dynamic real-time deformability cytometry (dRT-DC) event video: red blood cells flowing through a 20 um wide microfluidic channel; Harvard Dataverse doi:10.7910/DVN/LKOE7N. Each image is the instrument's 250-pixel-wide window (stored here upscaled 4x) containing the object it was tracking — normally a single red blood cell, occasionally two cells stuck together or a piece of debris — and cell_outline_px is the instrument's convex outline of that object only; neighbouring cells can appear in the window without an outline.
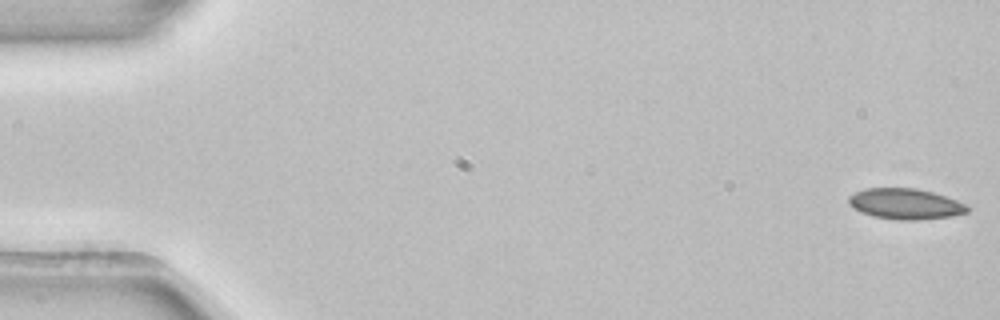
{"species": "common noctule bat (a hibernating species)", "species_latin": "Nyctalus noctula", "temperature_condition": "room temperature", "stored_images_in_passage": 53, "camera_frame_rate_fps": 3000, "um_per_image_px": 0.085, "animal": {"sex": "female", "body_mass_g": 22.7, "forearm_length_mm": 54.2}, "frame": {"image": 1, "passage_image": 1, "time_ms": 0.0, "image_size_px": [1000, 320], "cell_outline_px": [[968, 212], [952, 216], [916, 220], [900, 220], [872, 216], [860, 212], [852, 208], [848, 204], [848, 196], [864, 188], [916, 188], [932, 192], [968, 204]], "centroid_in_image_um": [76.92, 17.33], "position_along_channel_um": 8.1, "area_um2": 21.33}}
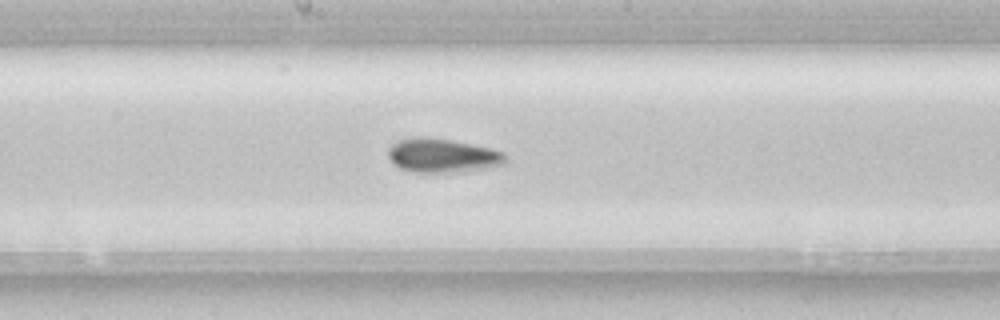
{"frame": {"image": 2, "passage_image": 28, "time_ms": 9.0, "image_size_px": [1000, 320], "cell_outline_px": [[504, 164], [484, 168], [452, 172], [412, 172], [400, 168], [388, 156], [388, 148], [392, 144], [400, 140], [452, 140], [488, 148], [504, 152]], "centroid_in_image_um": [37.62, 13.26], "position_along_channel_um": 210.6, "area_um2": 21.96}}
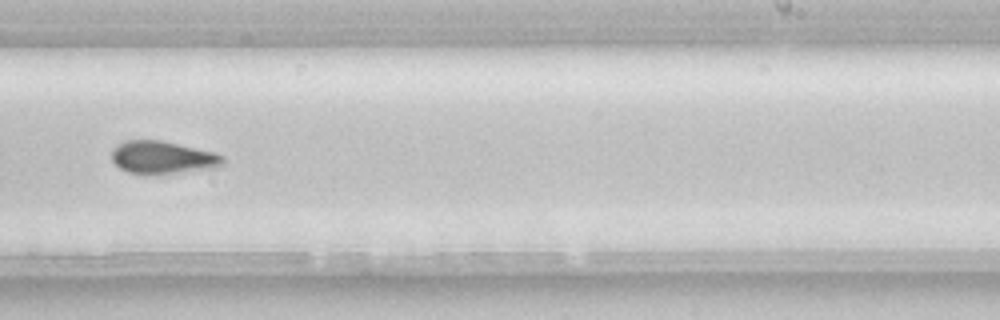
{"frame": {"image": 3, "passage_image": 33, "time_ms": 10.667, "image_size_px": [1000, 320], "cell_outline_px": [[224, 160], [220, 164], [208, 168], [172, 172], [128, 172], [120, 168], [112, 160], [112, 148], [116, 144], [124, 140], [164, 140], [212, 152], [224, 156]], "centroid_in_image_um": [13.74, 13.32], "position_along_channel_um": 275.3, "area_um2": 20.4}, "authors_computed_cell_mechanics": {"area_um2": 21.3282, "velocity_mm_per_s": 3.9056, "shape_relaxation_time_tau1_ms": 7.5184, "shape_relaxation_time_tau2_ms": null, "deformation_change_tau1": 0.1445, "deformation_change_tau2": null}}